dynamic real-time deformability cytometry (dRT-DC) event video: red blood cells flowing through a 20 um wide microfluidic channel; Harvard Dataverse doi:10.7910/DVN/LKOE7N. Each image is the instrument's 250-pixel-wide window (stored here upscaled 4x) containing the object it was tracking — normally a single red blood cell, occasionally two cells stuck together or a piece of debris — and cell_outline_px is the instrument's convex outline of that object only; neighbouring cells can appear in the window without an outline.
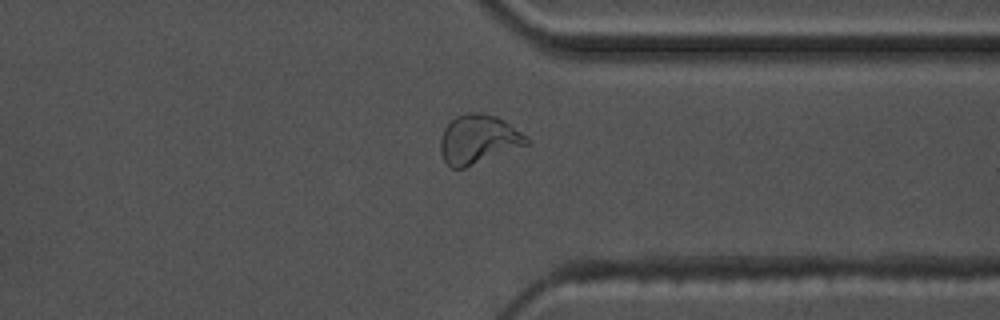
{"species": "common noctule bat (a hibernating species)", "species_latin": "Nyctalus noctula", "temperature_condition": "warm", "stored_images_in_passage": 57, "camera_frame_rate_fps": 3000, "um_per_image_px": 0.085, "animal": {"sex": "male", "body_mass_g": 17.5, "forearm_length_mm": 52.3}, "frame": {"image": 1, "passage_image": 44, "time_ms": 14.333, "image_size_px": [1000, 320], "cell_outline_px": [[528, 144], [464, 168], [452, 168], [444, 160], [440, 152], [440, 140], [444, 128], [456, 116], [468, 112], [484, 112], [496, 116], [504, 120], [528, 136]], "centroid_in_image_um": [40.65, 11.82], "position_along_channel_um": 370.8, "area_um2": 24.51}}
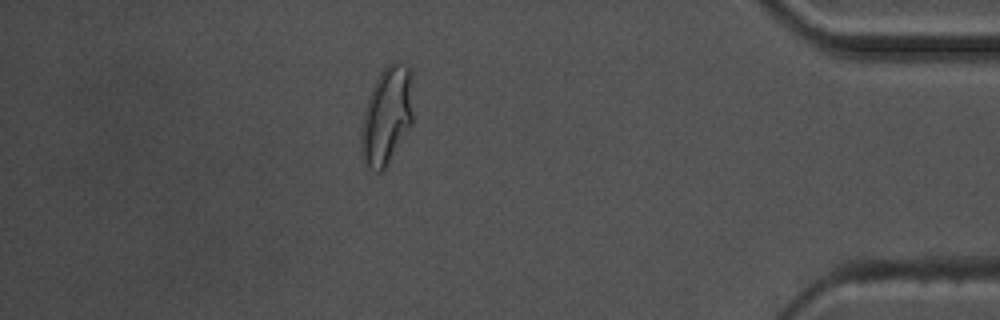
{"frame": {"image": 2, "passage_image": 50, "time_ms": 16.333, "image_size_px": [1000, 320], "cell_outline_px": [[412, 124], [384, 168], [380, 172], [376, 172], [364, 164], [360, 156], [360, 128], [364, 112], [372, 88], [380, 72], [392, 60], [400, 60], [408, 64], [412, 68]], "centroid_in_image_um": [32.87, 9.78], "position_along_channel_um": 402.3, "area_um2": 30.06}, "authors_computed_cell_mechanics": {"area_um2": 22.0218, "velocity_mm_per_s": 3.5796, "shape_relaxation_time_tau1_ms": 5.8768, "shape_relaxation_time_tau2_ms": 1.3629, "deformation_change_tau1": 0.2224, "deformation_change_tau2": 0.0857}}